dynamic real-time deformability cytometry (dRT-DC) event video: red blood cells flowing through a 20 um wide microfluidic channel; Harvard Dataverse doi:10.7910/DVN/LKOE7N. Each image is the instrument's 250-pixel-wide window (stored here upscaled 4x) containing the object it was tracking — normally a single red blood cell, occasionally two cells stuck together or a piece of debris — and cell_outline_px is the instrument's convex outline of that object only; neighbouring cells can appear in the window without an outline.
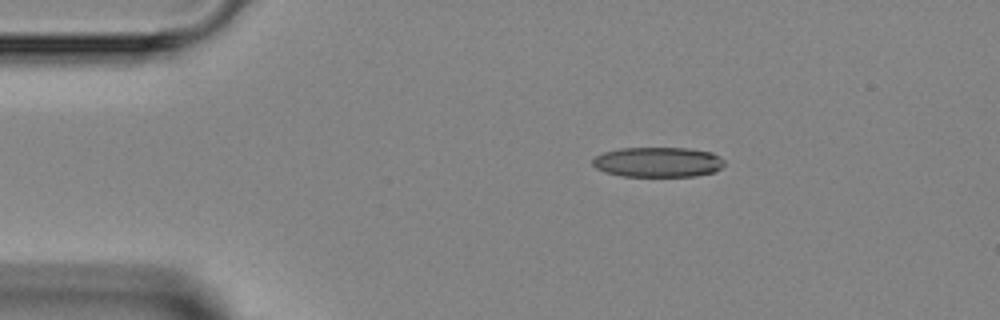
{"species": "Egyptian fruit bat (a non-hibernating species)", "species_latin": "Rousettus aegyptiacus", "temperature_condition": "room temperature", "stored_images_in_passage": 4, "camera_frame_rate_fps": 3000, "um_per_image_px": 0.085, "animal": {"sex": "female"}, "frame": {"image": 1, "passage_image": 1, "time_ms": 0.0, "image_size_px": [1000, 320], "cell_outline_px": [[724, 164], [716, 172], [696, 176], [624, 176], [604, 172], [596, 168], [592, 164], [592, 160], [596, 156], [604, 152], [620, 148], [688, 148], [712, 152], [720, 156], [724, 160]], "centroid_in_image_um": [55.94, 13.78], "position_along_channel_um": 29.1, "area_um2": 23.18}}
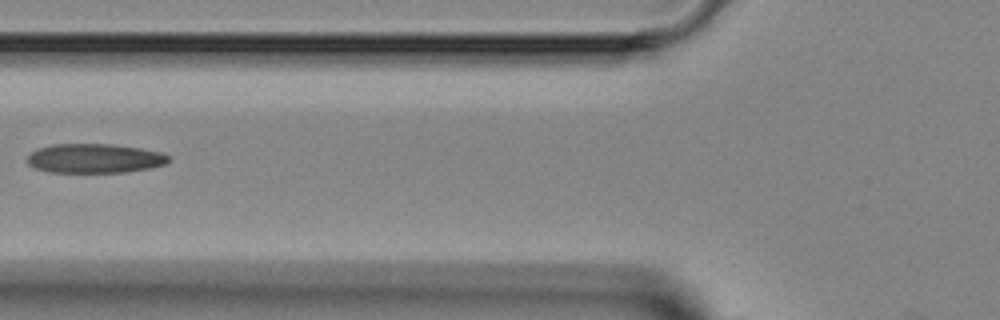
{"frame": {"image": 2, "passage_image": 3, "time_ms": 3.333, "image_size_px": [1000, 320], "cell_outline_px": [[172, 160], [164, 164], [152, 168], [124, 172], [48, 172], [36, 168], [28, 164], [28, 156], [36, 148], [52, 144], [112, 144], [140, 148], [164, 152], [172, 156]], "centroid_in_image_um": [8.1, 13.45], "position_along_channel_um": 117.7, "area_um2": 24.39}}
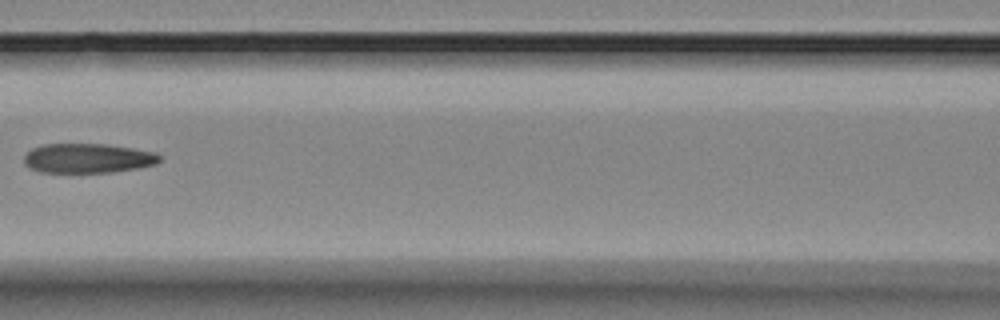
{"frame": {"image": 3, "passage_image": 4, "time_ms": 4.333, "image_size_px": [1000, 320], "cell_outline_px": [[160, 160], [156, 164], [136, 168], [112, 172], [40, 172], [28, 168], [24, 164], [24, 156], [32, 148], [44, 144], [108, 144], [156, 152], [160, 156]], "centroid_in_image_um": [7.44, 13.45], "position_along_channel_um": 159.2, "area_um2": 23.35}}